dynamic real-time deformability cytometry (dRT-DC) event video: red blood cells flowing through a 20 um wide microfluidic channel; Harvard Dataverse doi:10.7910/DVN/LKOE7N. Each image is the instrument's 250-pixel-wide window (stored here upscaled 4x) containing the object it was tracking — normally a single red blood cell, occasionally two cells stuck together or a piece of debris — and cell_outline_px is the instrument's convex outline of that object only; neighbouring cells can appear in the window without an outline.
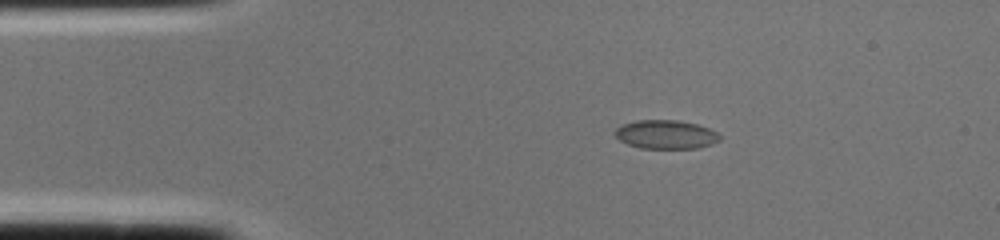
{"species": "common noctule bat (a hibernating species)", "species_latin": "Nyctalus noctula", "temperature_condition": "cold", "stored_images_in_passage": 1, "camera_frame_rate_fps": 3000, "um_per_image_px": 0.085, "animal": {"sex": "female", "body_mass_g": 22.0, "forearm_length_mm": 56.7}, "frame": {"image": 1, "passage_image": 1, "time_ms": 0.0, "image_size_px": [1000, 240], "cell_outline_px": [[720, 140], [712, 144], [696, 148], [640, 148], [628, 144], [620, 140], [616, 136], [616, 128], [620, 124], [636, 120], [676, 120], [696, 124], [708, 128], [716, 132], [720, 136]], "centroid_in_image_um": [56.58, 11.42], "position_along_channel_um": 28.4, "area_um2": 17.46}}